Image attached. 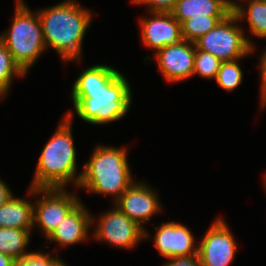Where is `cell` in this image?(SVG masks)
Here are the masks:
<instances>
[{"mask_svg": "<svg viewBox=\"0 0 266 266\" xmlns=\"http://www.w3.org/2000/svg\"><path fill=\"white\" fill-rule=\"evenodd\" d=\"M71 91L76 115L93 125L122 119L127 115L133 99L126 77L116 68L104 64L84 69Z\"/></svg>", "mask_w": 266, "mask_h": 266, "instance_id": "6da1fadb", "label": "cell"}, {"mask_svg": "<svg viewBox=\"0 0 266 266\" xmlns=\"http://www.w3.org/2000/svg\"><path fill=\"white\" fill-rule=\"evenodd\" d=\"M38 12L46 49L51 47L63 62L82 60L83 39L92 13L75 0H65Z\"/></svg>", "mask_w": 266, "mask_h": 266, "instance_id": "7a4b0ae2", "label": "cell"}, {"mask_svg": "<svg viewBox=\"0 0 266 266\" xmlns=\"http://www.w3.org/2000/svg\"><path fill=\"white\" fill-rule=\"evenodd\" d=\"M74 112L68 110L38 159L31 188L66 189L69 183L78 187L82 172L76 173V149L72 135Z\"/></svg>", "mask_w": 266, "mask_h": 266, "instance_id": "3957f363", "label": "cell"}, {"mask_svg": "<svg viewBox=\"0 0 266 266\" xmlns=\"http://www.w3.org/2000/svg\"><path fill=\"white\" fill-rule=\"evenodd\" d=\"M126 147L96 145L84 165L77 188L113 197L115 203L135 179L128 162Z\"/></svg>", "mask_w": 266, "mask_h": 266, "instance_id": "277c9868", "label": "cell"}, {"mask_svg": "<svg viewBox=\"0 0 266 266\" xmlns=\"http://www.w3.org/2000/svg\"><path fill=\"white\" fill-rule=\"evenodd\" d=\"M14 14L10 29L0 34V41L27 74L47 50L46 44L38 12L30 11L24 0H17Z\"/></svg>", "mask_w": 266, "mask_h": 266, "instance_id": "5b68a950", "label": "cell"}, {"mask_svg": "<svg viewBox=\"0 0 266 266\" xmlns=\"http://www.w3.org/2000/svg\"><path fill=\"white\" fill-rule=\"evenodd\" d=\"M237 16L232 12L212 30L195 42L199 50L211 53L223 61L243 59L253 54L255 45L245 37ZM239 24V25H238Z\"/></svg>", "mask_w": 266, "mask_h": 266, "instance_id": "8992f818", "label": "cell"}, {"mask_svg": "<svg viewBox=\"0 0 266 266\" xmlns=\"http://www.w3.org/2000/svg\"><path fill=\"white\" fill-rule=\"evenodd\" d=\"M29 196H38L34 202L33 227L47 239L58 224L81 202L77 194L59 188H31ZM40 197V198H39Z\"/></svg>", "mask_w": 266, "mask_h": 266, "instance_id": "52a82bcc", "label": "cell"}, {"mask_svg": "<svg viewBox=\"0 0 266 266\" xmlns=\"http://www.w3.org/2000/svg\"><path fill=\"white\" fill-rule=\"evenodd\" d=\"M97 220L92 216V226L96 222L92 236L95 241H105L113 247L131 250L145 239V230L122 213L116 205L112 210L101 214Z\"/></svg>", "mask_w": 266, "mask_h": 266, "instance_id": "ba28073f", "label": "cell"}, {"mask_svg": "<svg viewBox=\"0 0 266 266\" xmlns=\"http://www.w3.org/2000/svg\"><path fill=\"white\" fill-rule=\"evenodd\" d=\"M198 243L201 266H230L238 251L237 242L223 218H216Z\"/></svg>", "mask_w": 266, "mask_h": 266, "instance_id": "9c48e42d", "label": "cell"}, {"mask_svg": "<svg viewBox=\"0 0 266 266\" xmlns=\"http://www.w3.org/2000/svg\"><path fill=\"white\" fill-rule=\"evenodd\" d=\"M157 191L144 181L136 180L114 203L128 218L145 230V239L151 237L144 225L162 211ZM145 223V224H144Z\"/></svg>", "mask_w": 266, "mask_h": 266, "instance_id": "30bf717a", "label": "cell"}, {"mask_svg": "<svg viewBox=\"0 0 266 266\" xmlns=\"http://www.w3.org/2000/svg\"><path fill=\"white\" fill-rule=\"evenodd\" d=\"M151 16L140 19L142 44L155 53L167 45L183 40L181 23L171 12H148Z\"/></svg>", "mask_w": 266, "mask_h": 266, "instance_id": "8fae6325", "label": "cell"}, {"mask_svg": "<svg viewBox=\"0 0 266 266\" xmlns=\"http://www.w3.org/2000/svg\"><path fill=\"white\" fill-rule=\"evenodd\" d=\"M157 66L167 82H180L193 77L195 43L182 40L167 45L156 54Z\"/></svg>", "mask_w": 266, "mask_h": 266, "instance_id": "7c38bea8", "label": "cell"}, {"mask_svg": "<svg viewBox=\"0 0 266 266\" xmlns=\"http://www.w3.org/2000/svg\"><path fill=\"white\" fill-rule=\"evenodd\" d=\"M154 229L156 250L164 258H180L198 255V245L192 232L180 222H163ZM196 245V246H195Z\"/></svg>", "mask_w": 266, "mask_h": 266, "instance_id": "4fadbf2b", "label": "cell"}, {"mask_svg": "<svg viewBox=\"0 0 266 266\" xmlns=\"http://www.w3.org/2000/svg\"><path fill=\"white\" fill-rule=\"evenodd\" d=\"M92 227V215L82 201L58 224L47 238V242L54 241L62 247L85 242Z\"/></svg>", "mask_w": 266, "mask_h": 266, "instance_id": "5bb4252c", "label": "cell"}, {"mask_svg": "<svg viewBox=\"0 0 266 266\" xmlns=\"http://www.w3.org/2000/svg\"><path fill=\"white\" fill-rule=\"evenodd\" d=\"M34 202L14 195L0 206V228L33 231Z\"/></svg>", "mask_w": 266, "mask_h": 266, "instance_id": "9a60e30c", "label": "cell"}, {"mask_svg": "<svg viewBox=\"0 0 266 266\" xmlns=\"http://www.w3.org/2000/svg\"><path fill=\"white\" fill-rule=\"evenodd\" d=\"M231 13L224 0H177L171 11L181 24L192 16H228Z\"/></svg>", "mask_w": 266, "mask_h": 266, "instance_id": "2e32d148", "label": "cell"}, {"mask_svg": "<svg viewBox=\"0 0 266 266\" xmlns=\"http://www.w3.org/2000/svg\"><path fill=\"white\" fill-rule=\"evenodd\" d=\"M244 2L247 4L238 5L232 12L240 22L248 21V29L252 36L266 39V0H246Z\"/></svg>", "mask_w": 266, "mask_h": 266, "instance_id": "e0dca14e", "label": "cell"}, {"mask_svg": "<svg viewBox=\"0 0 266 266\" xmlns=\"http://www.w3.org/2000/svg\"><path fill=\"white\" fill-rule=\"evenodd\" d=\"M16 228H0V253L20 259L28 253L27 247L31 240V233Z\"/></svg>", "mask_w": 266, "mask_h": 266, "instance_id": "ac0fdd59", "label": "cell"}, {"mask_svg": "<svg viewBox=\"0 0 266 266\" xmlns=\"http://www.w3.org/2000/svg\"><path fill=\"white\" fill-rule=\"evenodd\" d=\"M227 16H192L181 24L183 40L195 43Z\"/></svg>", "mask_w": 266, "mask_h": 266, "instance_id": "d6986e66", "label": "cell"}, {"mask_svg": "<svg viewBox=\"0 0 266 266\" xmlns=\"http://www.w3.org/2000/svg\"><path fill=\"white\" fill-rule=\"evenodd\" d=\"M24 77L26 73L14 61L7 47L0 41V100L11 89L13 77Z\"/></svg>", "mask_w": 266, "mask_h": 266, "instance_id": "ffe728a7", "label": "cell"}, {"mask_svg": "<svg viewBox=\"0 0 266 266\" xmlns=\"http://www.w3.org/2000/svg\"><path fill=\"white\" fill-rule=\"evenodd\" d=\"M238 60L223 61L217 72L215 80L227 92L233 91L243 82V71Z\"/></svg>", "mask_w": 266, "mask_h": 266, "instance_id": "44dd1931", "label": "cell"}, {"mask_svg": "<svg viewBox=\"0 0 266 266\" xmlns=\"http://www.w3.org/2000/svg\"><path fill=\"white\" fill-rule=\"evenodd\" d=\"M222 61L211 53L199 50L195 45L193 76L198 74L204 79H215Z\"/></svg>", "mask_w": 266, "mask_h": 266, "instance_id": "7402d4cb", "label": "cell"}, {"mask_svg": "<svg viewBox=\"0 0 266 266\" xmlns=\"http://www.w3.org/2000/svg\"><path fill=\"white\" fill-rule=\"evenodd\" d=\"M58 258V253L55 257L52 252L50 254L43 251L28 252L20 259L15 260V266H51Z\"/></svg>", "mask_w": 266, "mask_h": 266, "instance_id": "603a6c76", "label": "cell"}, {"mask_svg": "<svg viewBox=\"0 0 266 266\" xmlns=\"http://www.w3.org/2000/svg\"><path fill=\"white\" fill-rule=\"evenodd\" d=\"M133 4L148 6L147 12H171L177 0H131Z\"/></svg>", "mask_w": 266, "mask_h": 266, "instance_id": "cb8c5ba5", "label": "cell"}, {"mask_svg": "<svg viewBox=\"0 0 266 266\" xmlns=\"http://www.w3.org/2000/svg\"><path fill=\"white\" fill-rule=\"evenodd\" d=\"M262 54L260 55L259 59V72H260V80H261V86H260V107L266 108V47Z\"/></svg>", "mask_w": 266, "mask_h": 266, "instance_id": "d4e9b609", "label": "cell"}, {"mask_svg": "<svg viewBox=\"0 0 266 266\" xmlns=\"http://www.w3.org/2000/svg\"><path fill=\"white\" fill-rule=\"evenodd\" d=\"M163 266H201L198 255L180 258H168Z\"/></svg>", "mask_w": 266, "mask_h": 266, "instance_id": "484cf974", "label": "cell"}, {"mask_svg": "<svg viewBox=\"0 0 266 266\" xmlns=\"http://www.w3.org/2000/svg\"><path fill=\"white\" fill-rule=\"evenodd\" d=\"M12 196V190L0 178V206L4 205Z\"/></svg>", "mask_w": 266, "mask_h": 266, "instance_id": "4316f807", "label": "cell"}, {"mask_svg": "<svg viewBox=\"0 0 266 266\" xmlns=\"http://www.w3.org/2000/svg\"><path fill=\"white\" fill-rule=\"evenodd\" d=\"M0 266H15V260L8 255L0 253Z\"/></svg>", "mask_w": 266, "mask_h": 266, "instance_id": "83f0119b", "label": "cell"}, {"mask_svg": "<svg viewBox=\"0 0 266 266\" xmlns=\"http://www.w3.org/2000/svg\"><path fill=\"white\" fill-rule=\"evenodd\" d=\"M237 0H224V2H225V4L233 11L234 9H236V7L238 6V5H240V3L242 2L243 4H245L244 3V1H246V0H238V2H236Z\"/></svg>", "mask_w": 266, "mask_h": 266, "instance_id": "f1b7e54d", "label": "cell"}, {"mask_svg": "<svg viewBox=\"0 0 266 266\" xmlns=\"http://www.w3.org/2000/svg\"><path fill=\"white\" fill-rule=\"evenodd\" d=\"M61 258H58L51 266H68Z\"/></svg>", "mask_w": 266, "mask_h": 266, "instance_id": "f546056e", "label": "cell"}, {"mask_svg": "<svg viewBox=\"0 0 266 266\" xmlns=\"http://www.w3.org/2000/svg\"><path fill=\"white\" fill-rule=\"evenodd\" d=\"M264 175H265V176H264V178H263V179H264V180H263V182H264L263 184H264V186H265V188H266V173H265ZM265 190H266V189H265Z\"/></svg>", "mask_w": 266, "mask_h": 266, "instance_id": "4dcf8cb0", "label": "cell"}]
</instances>
